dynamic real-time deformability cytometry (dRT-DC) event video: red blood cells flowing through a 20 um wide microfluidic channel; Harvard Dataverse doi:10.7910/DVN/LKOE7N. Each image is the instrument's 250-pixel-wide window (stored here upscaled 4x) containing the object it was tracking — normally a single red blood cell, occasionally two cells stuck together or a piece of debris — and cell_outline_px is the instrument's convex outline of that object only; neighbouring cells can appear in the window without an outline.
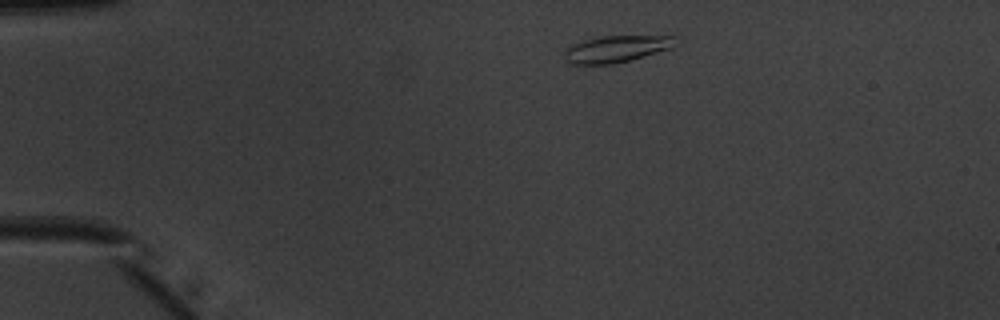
{"species": "common noctule bat (a hibernating species)", "species_latin": "Nyctalus noctula", "temperature_condition": "warm", "stored_images_in_passage": 42, "camera_frame_rate_fps": 3000, "um_per_image_px": 0.085, "animal": {"sex": "male", "body_mass_g": 20.1, "forearm_length_mm": 53.5}, "frame": {"image": 1, "passage_image": 1, "time_ms": 0.0, "image_size_px": [1000, 320], "cell_outline_px": [[676, 36], [672, 48], [628, 60], [612, 64], [572, 64], [564, 56], [564, 48], [572, 44], [584, 40], [600, 36]], "centroid_in_image_um": [52.34, 4.15], "position_along_channel_um": 32.7, "area_um2": 17.05}}
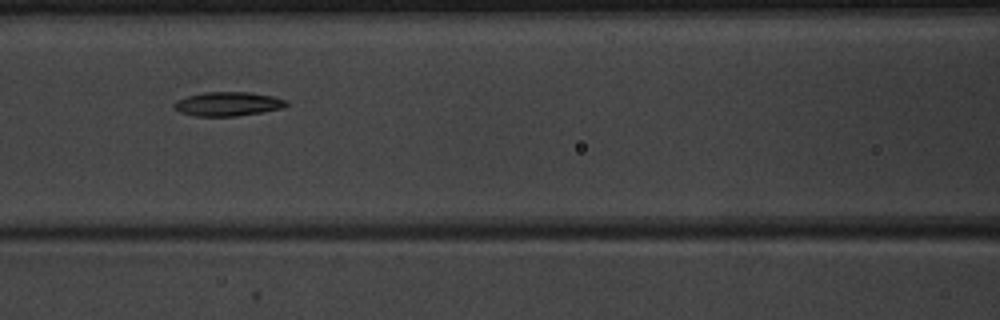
{"frame": {"image": 2, "passage_image": 14, "time_ms": 4.333, "image_size_px": [1000, 320], "cell_outline_px": [[288, 104], [284, 108], [236, 116], [196, 116], [180, 112], [172, 104], [176, 100], [188, 96], [204, 92], [248, 92], [272, 96], [284, 100]], "centroid_in_image_um": [19.35, 8.83], "position_along_channel_um": 147.3, "area_um2": 15.55}}
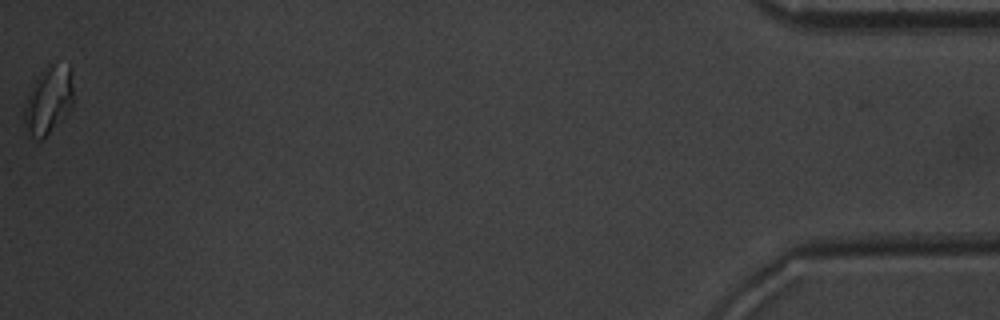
{"frame": {"image": 3, "passage_image": 42, "time_ms": 13.667, "image_size_px": [1000, 320], "cell_outline_px": [[72, 104], [68, 112], [40, 140], [36, 140], [28, 132], [24, 116], [24, 108], [28, 96], [36, 80], [48, 64], [52, 64], [72, 68]], "centroid_in_image_um": [4.13, 8.51], "position_along_channel_um": 431.1, "area_um2": 18.44}, "authors_computed_cell_mechanics": {"area_um2": 15.7216, "velocity_mm_per_s": 3.9923, "shape_relaxation_time_tau1_ms": 4.3841, "shape_relaxation_time_tau2_ms": 7.9601, "deformation_change_tau1": 0.1486, "deformation_change_tau2": 0.1379}}